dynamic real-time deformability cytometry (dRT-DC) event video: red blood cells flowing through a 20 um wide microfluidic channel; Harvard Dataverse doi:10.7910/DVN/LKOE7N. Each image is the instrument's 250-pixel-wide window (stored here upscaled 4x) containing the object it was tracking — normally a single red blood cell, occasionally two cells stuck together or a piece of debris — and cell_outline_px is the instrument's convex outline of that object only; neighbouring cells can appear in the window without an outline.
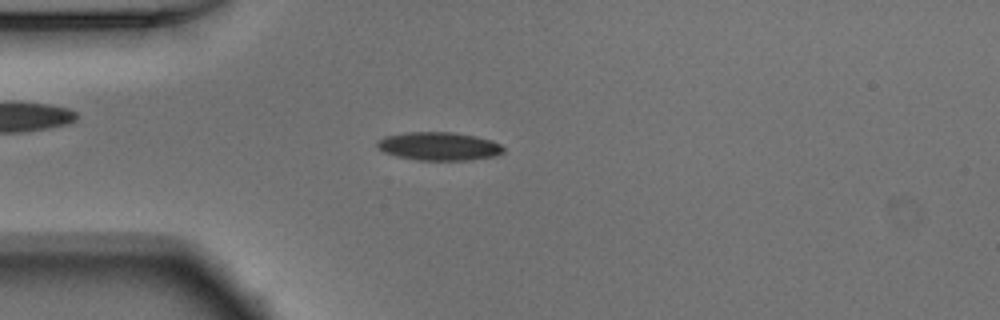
{"species": "Egyptian fruit bat (a non-hibernating species)", "species_latin": "Rousettus aegyptiacus", "temperature_condition": "warm", "stored_images_in_passage": 52, "camera_frame_rate_fps": 3000, "um_per_image_px": 0.085, "animal": {"sex": "male"}, "frame": {"image": 1, "passage_image": 14, "time_ms": 4.333, "image_size_px": [1000, 320], "cell_outline_px": [[504, 152], [496, 156], [468, 160], [416, 160], [396, 156], [384, 152], [376, 148], [376, 140], [384, 136], [404, 132], [452, 132], [476, 136], [492, 140], [500, 144], [504, 148]], "centroid_in_image_um": [37.27, 12.43], "position_along_channel_um": 47.7, "area_um2": 21.1}}
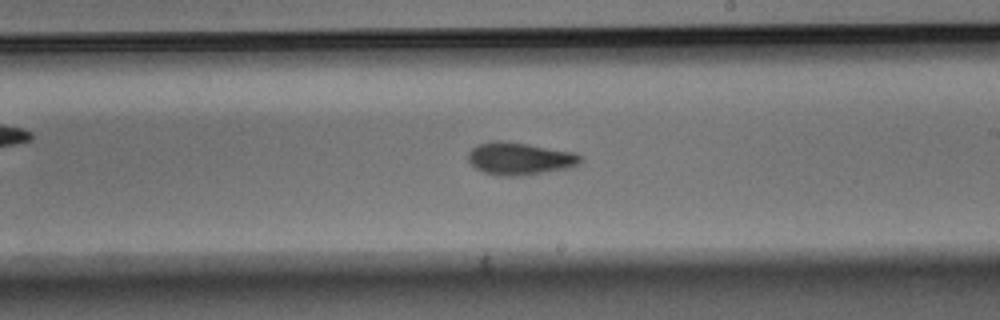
{"frame": {"image": 2, "passage_image": 30, "time_ms": 9.667, "image_size_px": [1000, 320], "cell_outline_px": [[584, 156], [580, 164], [572, 168], [520, 176], [504, 176], [484, 172], [476, 168], [468, 160], [468, 152], [476, 144], [492, 140], [500, 140], [528, 144], [576, 152]], "centroid_in_image_um": [44.23, 13.47], "position_along_channel_um": 244.8, "area_um2": 21.62}}
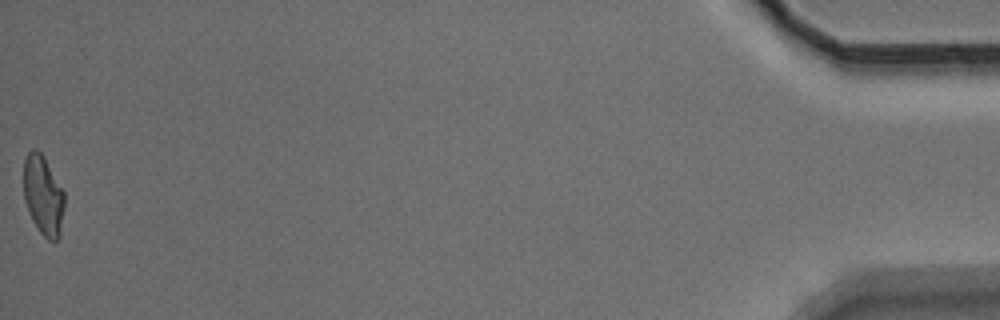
{"frame": {"image": 3, "passage_image": 52, "time_ms": 17.0, "image_size_px": [1000, 320], "cell_outline_px": [[64, 208], [60, 236], [56, 240], [48, 240], [40, 232], [32, 220], [24, 200], [24, 160], [28, 152], [32, 148], [36, 148], [44, 156], [64, 192]], "centroid_in_image_um": [3.67, 16.6], "position_along_channel_um": 431.5, "area_um2": 18.96}, "authors_computed_cell_mechanics": {"area_um2": 20.0855, "velocity_mm_per_s": 3.9152, "shape_relaxation_time_tau1_ms": 5.2883, "shape_relaxation_time_tau2_ms": 2.9306, "deformation_change_tau1": 0.1832, "deformation_change_tau2": 0.101}}